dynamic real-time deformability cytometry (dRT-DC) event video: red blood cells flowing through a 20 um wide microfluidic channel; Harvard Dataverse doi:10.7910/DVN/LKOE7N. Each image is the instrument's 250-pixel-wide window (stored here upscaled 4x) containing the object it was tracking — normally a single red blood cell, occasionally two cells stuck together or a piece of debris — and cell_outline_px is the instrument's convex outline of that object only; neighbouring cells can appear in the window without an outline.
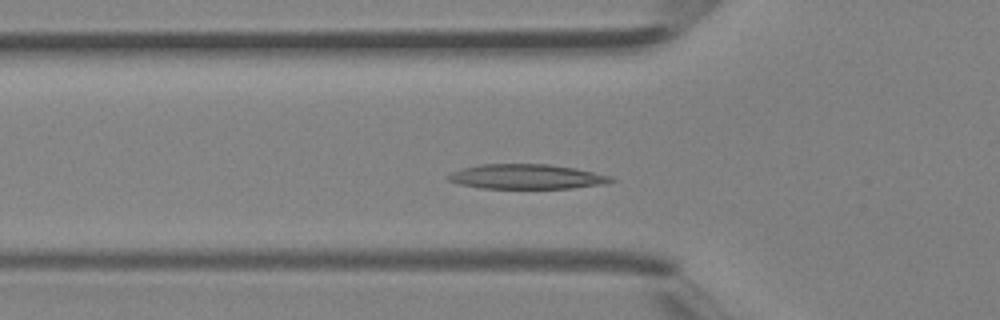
{"species": "Egyptian fruit bat (a non-hibernating species)", "species_latin": "Rousettus aegyptiacus", "temperature_condition": "room temperature", "stored_images_in_passage": 36, "camera_frame_rate_fps": 3000, "um_per_image_px": 0.085, "animal": {"sex": "female"}, "frame": {"image": 1, "passage_image": 10, "time_ms": 3.0, "image_size_px": [1000, 320], "cell_outline_px": [[616, 180], [604, 184], [572, 188], [480, 188], [460, 184], [448, 180], [448, 176], [452, 172], [464, 168], [480, 164], [548, 164], [576, 168], [612, 176]], "centroid_in_image_um": [44.8, 15.01], "position_along_channel_um": 81.0, "area_um2": 23.41}}
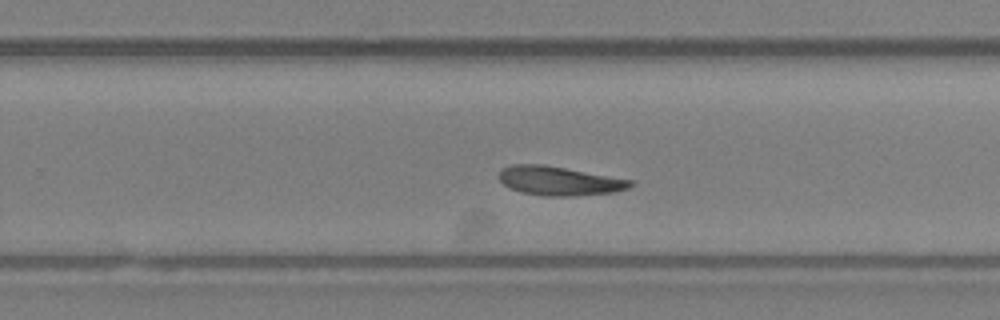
{"frame": {"image": 2, "passage_image": 22, "time_ms": 7.0, "image_size_px": [1000, 320], "cell_outline_px": [[636, 184], [628, 188], [612, 192], [576, 196], [544, 196], [520, 192], [504, 184], [496, 176], [500, 168], [512, 164], [544, 164], [632, 180]], "centroid_in_image_um": [47.49, 15.37], "position_along_channel_um": 282.3, "area_um2": 22.37}}
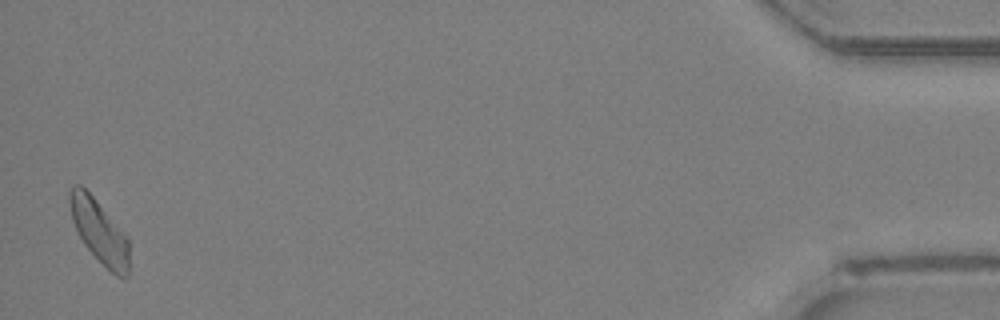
{"frame": {"image": 3, "passage_image": 36, "time_ms": 11.667, "image_size_px": [1000, 320], "cell_outline_px": [[132, 268], [128, 276], [116, 276], [84, 244], [72, 220], [68, 200], [68, 192], [72, 184], [80, 184], [96, 200], [128, 240]], "centroid_in_image_um": [8.45, 19.68], "position_along_channel_um": 426.8, "area_um2": 21.62}}